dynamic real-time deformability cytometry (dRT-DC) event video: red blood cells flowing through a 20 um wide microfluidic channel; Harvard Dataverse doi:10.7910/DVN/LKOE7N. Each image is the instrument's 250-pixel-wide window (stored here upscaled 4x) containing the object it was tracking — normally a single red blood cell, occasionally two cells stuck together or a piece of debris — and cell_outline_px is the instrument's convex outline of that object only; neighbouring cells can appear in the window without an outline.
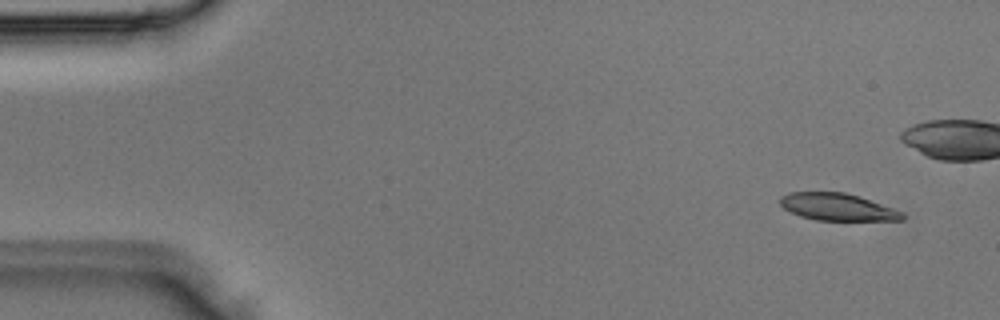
{"species": "Egyptian fruit bat (a non-hibernating species)", "species_latin": "Rousettus aegyptiacus", "temperature_condition": "room temperature", "stored_images_in_passage": 3, "camera_frame_rate_fps": 3000, "um_per_image_px": 0.085, "animal": {"sex": "male"}, "frame": {"image": 1, "passage_image": 1, "time_ms": 0.0, "image_size_px": [1000, 320], "cell_outline_px": [[904, 220], [816, 220], [800, 216], [784, 208], [780, 204], [780, 196], [788, 192], [844, 192], [860, 196], [904, 212]], "centroid_in_image_um": [71.19, 17.58], "position_along_channel_um": 13.8, "area_um2": 19.36}}